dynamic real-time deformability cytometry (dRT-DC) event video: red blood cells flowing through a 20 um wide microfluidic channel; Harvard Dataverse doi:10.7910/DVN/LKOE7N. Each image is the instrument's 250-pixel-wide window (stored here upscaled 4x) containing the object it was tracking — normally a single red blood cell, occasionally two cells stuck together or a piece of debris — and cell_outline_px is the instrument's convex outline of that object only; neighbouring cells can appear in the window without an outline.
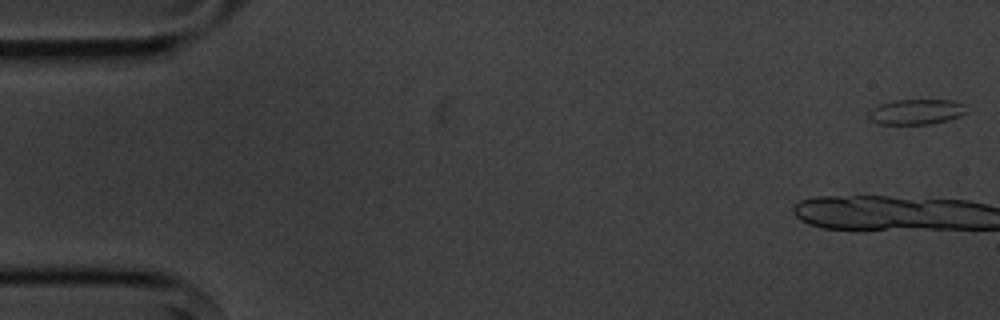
{"species": "common noctule bat (a hibernating species)", "species_latin": "Nyctalus noctula", "temperature_condition": "cold", "stored_images_in_passage": 10, "camera_frame_rate_fps": 3000, "um_per_image_px": 0.085, "animal": {"sex": "male", "body_mass_g": 20.1, "forearm_length_mm": 53.5}, "frame": {"image": 1, "passage_image": 1, "time_ms": 0.0, "image_size_px": [1000, 320], "cell_outline_px": [[968, 112], [960, 116], [948, 120], [932, 124], [880, 124], [872, 120], [868, 116], [868, 112], [872, 108], [880, 104], [892, 100], [952, 100], [964, 104]], "centroid_in_image_um": [77.9, 9.5], "position_along_channel_um": 7.1, "area_um2": 14.51}}
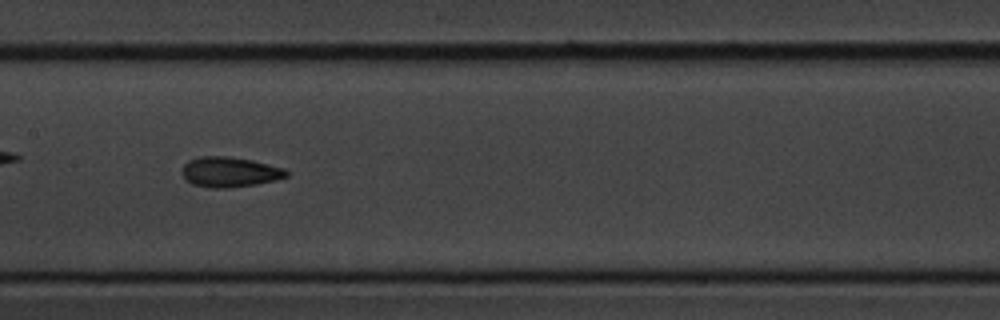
{"frame": {"image": 2, "passage_image": 9, "time_ms": 9.333, "image_size_px": [1000, 320], "cell_outline_px": [[288, 176], [276, 180], [256, 184], [228, 188], [212, 188], [192, 184], [180, 172], [184, 164], [188, 160], [200, 156], [224, 156], [252, 160], [284, 168], [288, 172]], "centroid_in_image_um": [19.51, 14.62], "position_along_channel_um": 187.9, "area_um2": 18.32}}
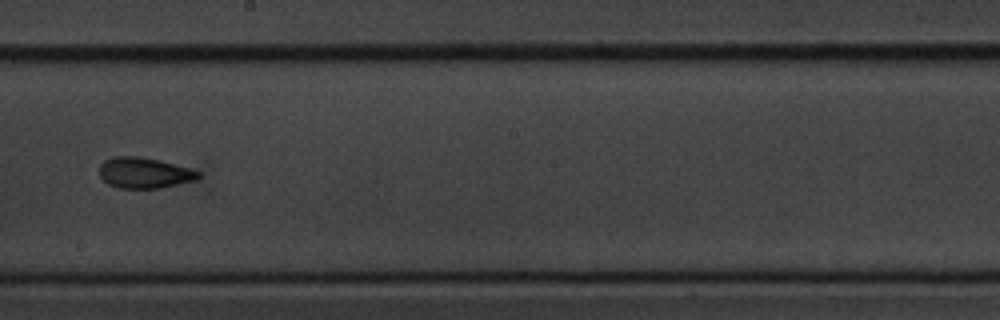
{"frame": {"image": 3, "passage_image": 10, "time_ms": 10.667, "image_size_px": [1000, 320], "cell_outline_px": [[200, 176], [196, 180], [160, 188], [120, 188], [108, 184], [100, 176], [100, 164], [104, 160], [112, 156], [140, 156], [160, 160], [188, 168], [200, 172]], "centroid_in_image_um": [12.25, 14.68], "position_along_channel_um": 236.0, "area_um2": 17.74}}